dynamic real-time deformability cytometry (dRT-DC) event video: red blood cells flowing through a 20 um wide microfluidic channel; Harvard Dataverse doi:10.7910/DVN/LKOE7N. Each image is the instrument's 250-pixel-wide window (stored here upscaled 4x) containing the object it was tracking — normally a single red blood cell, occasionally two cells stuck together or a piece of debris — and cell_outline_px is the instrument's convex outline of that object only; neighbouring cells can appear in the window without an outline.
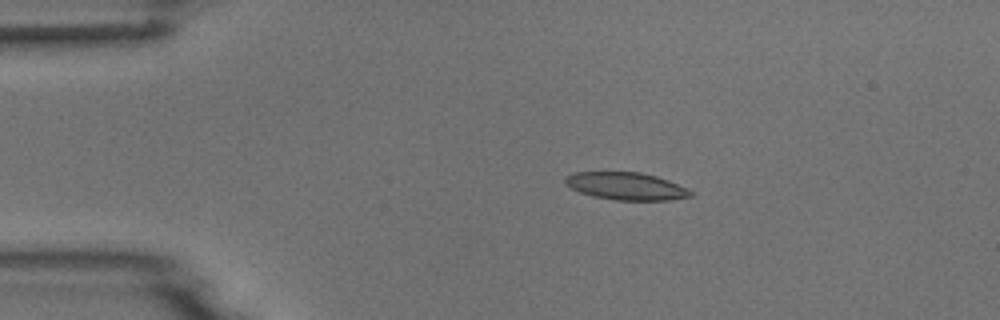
{"species": "common noctule bat (a hibernating species)", "species_latin": "Nyctalus noctula", "temperature_condition": "room temperature", "stored_images_in_passage": 6, "camera_frame_rate_fps": 3000, "um_per_image_px": 0.085, "animal": {"sex": "male", "body_mass_g": 18.8}, "frame": {"image": 1, "passage_image": 3, "time_ms": 2.0, "image_size_px": [1000, 320], "cell_outline_px": [[692, 196], [672, 200], [616, 200], [592, 196], [580, 192], [572, 188], [564, 180], [568, 176], [576, 172], [640, 172], [656, 176], [668, 180], [688, 188], [692, 192]], "centroid_in_image_um": [53.27, 15.83], "position_along_channel_um": 31.7, "area_um2": 19.94}}
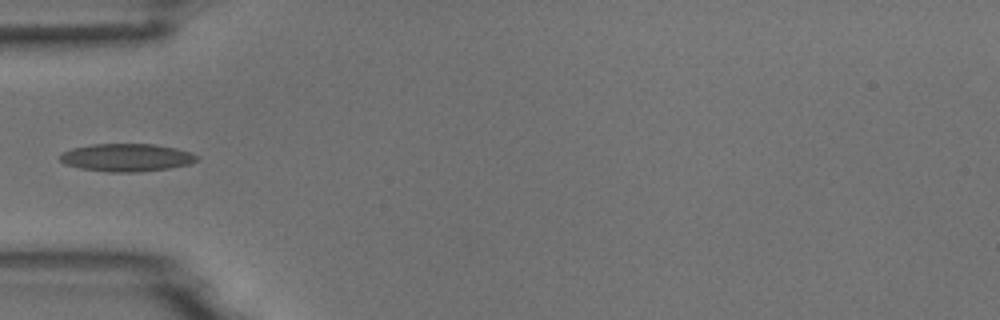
{"frame": {"image": 2, "passage_image": 5, "time_ms": 4.333, "image_size_px": [1000, 320], "cell_outline_px": [[200, 160], [188, 164], [168, 168], [136, 172], [108, 172], [80, 168], [64, 164], [60, 160], [60, 152], [72, 148], [92, 144], [156, 144], [176, 148], [192, 152], [200, 156]], "centroid_in_image_um": [10.77, 13.38], "position_along_channel_um": 74.2, "area_um2": 22.37}}